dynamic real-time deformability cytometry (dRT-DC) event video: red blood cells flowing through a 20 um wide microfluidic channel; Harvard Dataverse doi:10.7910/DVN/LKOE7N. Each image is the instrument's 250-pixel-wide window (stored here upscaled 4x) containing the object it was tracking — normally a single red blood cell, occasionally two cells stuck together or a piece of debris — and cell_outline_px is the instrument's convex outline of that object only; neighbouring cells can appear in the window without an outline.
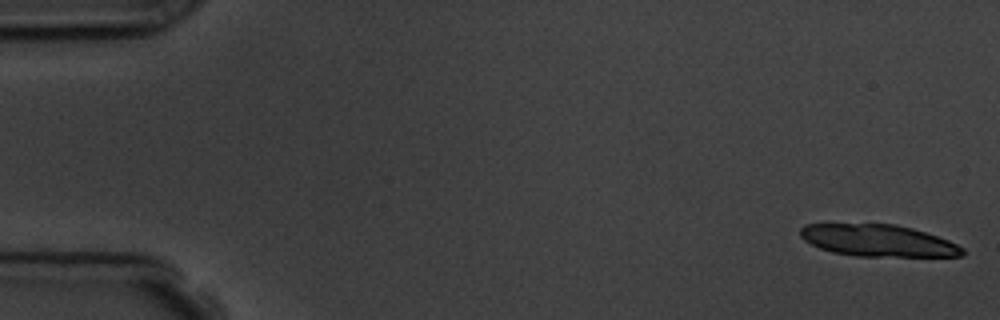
{"species": "common noctule bat (a hibernating species)", "species_latin": "Nyctalus noctula", "temperature_condition": "room temperature", "stored_images_in_passage": 6, "camera_frame_rate_fps": 3000, "um_per_image_px": 0.085, "animal": {"sex": "male", "body_mass_g": 19.5, "forearm_length_mm": 54.6}, "frame": {"image": 1, "passage_image": 1, "time_ms": 0.0, "image_size_px": [1000, 320], "cell_outline_px": [[964, 252], [960, 256], [856, 256], [832, 252], [820, 248], [804, 240], [800, 236], [800, 228], [804, 224], [896, 224], [912, 228], [948, 240], [964, 248]], "centroid_in_image_um": [74.61, 20.44], "position_along_channel_um": 10.4, "area_um2": 29.88}}
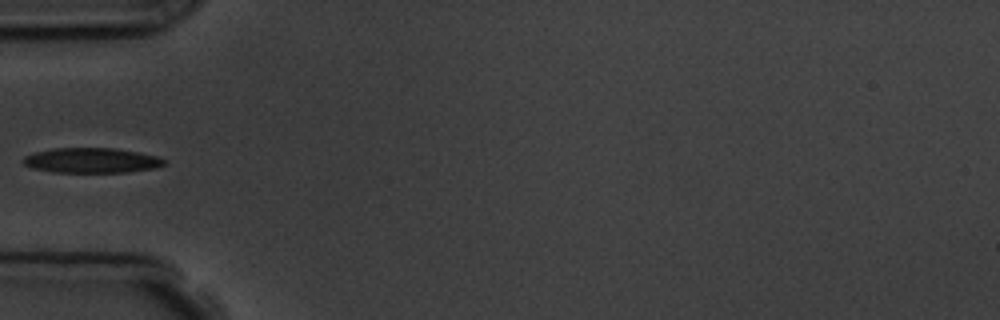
{"frame": {"image": 2, "passage_image": 6, "time_ms": 5.667, "image_size_px": [1000, 320], "cell_outline_px": [[168, 160], [164, 164], [156, 168], [128, 172], [52, 172], [32, 168], [24, 164], [20, 160], [24, 156], [32, 152], [52, 148], [116, 148], [156, 156]], "centroid_in_image_um": [7.74, 13.63], "position_along_channel_um": 77.3, "area_um2": 20.75}}